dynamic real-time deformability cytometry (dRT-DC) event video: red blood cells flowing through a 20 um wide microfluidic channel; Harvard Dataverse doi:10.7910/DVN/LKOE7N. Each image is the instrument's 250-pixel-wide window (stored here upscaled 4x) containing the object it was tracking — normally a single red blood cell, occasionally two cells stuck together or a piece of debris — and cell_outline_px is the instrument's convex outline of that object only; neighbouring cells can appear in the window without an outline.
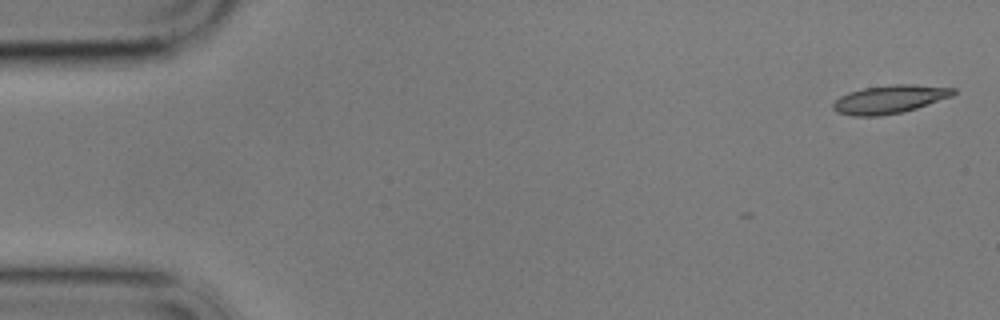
{"species": "common noctule bat (a hibernating species)", "species_latin": "Nyctalus noctula", "temperature_condition": "cold", "stored_images_in_passage": 4, "camera_frame_rate_fps": 3000, "um_per_image_px": 0.085, "animal": {"sex": "male", "body_mass_g": 17.9}, "frame": {"image": 1, "passage_image": 1, "time_ms": 0.0, "image_size_px": [1000, 320], "cell_outline_px": [[956, 92], [952, 96], [916, 108], [900, 112], [880, 116], [852, 116], [836, 112], [832, 108], [832, 104], [840, 96], [848, 92], [864, 88], [892, 84], [916, 84], [956, 88]], "centroid_in_image_um": [75.6, 8.43], "position_along_channel_um": 9.4, "area_um2": 19.83}}